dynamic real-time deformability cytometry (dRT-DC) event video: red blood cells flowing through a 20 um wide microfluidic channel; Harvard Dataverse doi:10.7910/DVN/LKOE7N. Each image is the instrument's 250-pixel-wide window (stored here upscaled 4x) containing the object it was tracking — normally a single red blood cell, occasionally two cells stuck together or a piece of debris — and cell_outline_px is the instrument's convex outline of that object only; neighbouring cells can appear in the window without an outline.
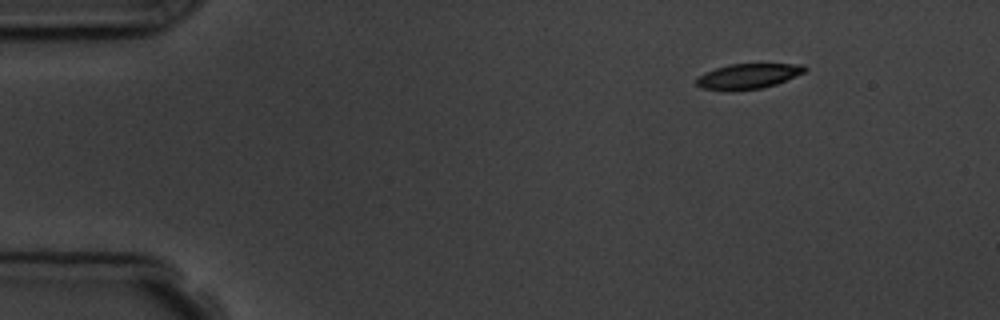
{"species": "common noctule bat (a hibernating species)", "species_latin": "Nyctalus noctula", "temperature_condition": "room temperature", "stored_images_in_passage": 5, "camera_frame_rate_fps": 3000, "um_per_image_px": 0.085, "animal": {"sex": "male", "body_mass_g": 19.5, "forearm_length_mm": 54.6}, "frame": {"image": 1, "passage_image": 1, "time_ms": 0.0, "image_size_px": [1000, 320], "cell_outline_px": [[808, 68], [804, 72], [776, 84], [760, 88], [728, 92], [724, 92], [700, 88], [696, 84], [696, 76], [704, 72], [728, 64], [804, 64]], "centroid_in_image_um": [63.51, 6.49], "position_along_channel_um": 21.5, "area_um2": 16.18}}
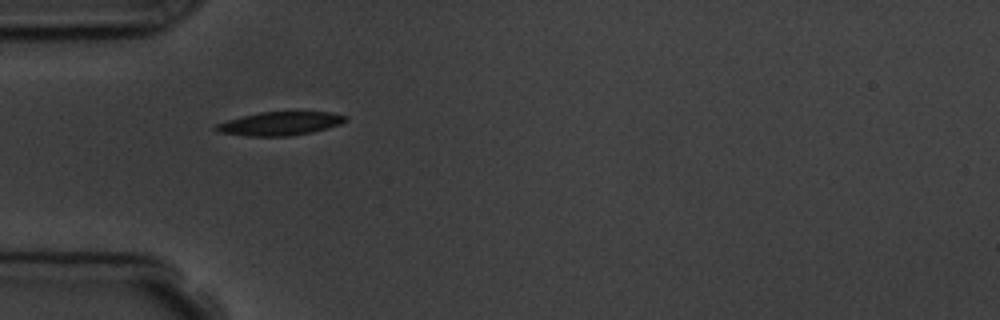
{"frame": {"image": 2, "passage_image": 4, "time_ms": 3.333, "image_size_px": [1000, 320], "cell_outline_px": [[348, 120], [340, 124], [328, 128], [312, 132], [292, 136], [248, 136], [220, 132], [212, 128], [216, 124], [240, 116], [260, 112], [332, 112], [348, 116]], "centroid_in_image_um": [23.82, 10.5], "position_along_channel_um": 61.2, "area_um2": 17.86}}